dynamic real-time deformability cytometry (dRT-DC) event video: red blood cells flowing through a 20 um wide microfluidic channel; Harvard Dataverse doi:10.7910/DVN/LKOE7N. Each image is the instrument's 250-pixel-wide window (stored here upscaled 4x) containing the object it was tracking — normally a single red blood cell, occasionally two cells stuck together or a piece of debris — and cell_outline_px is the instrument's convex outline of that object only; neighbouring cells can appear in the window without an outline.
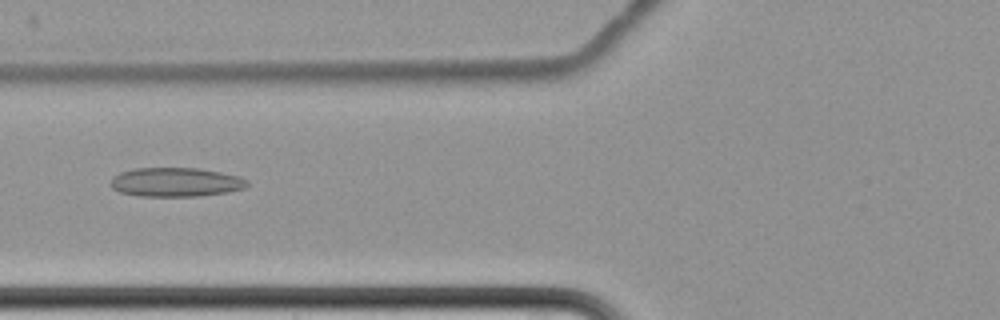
{"species": "common noctule bat (a hibernating species)", "species_latin": "Nyctalus noctula", "temperature_condition": "cold", "stored_images_in_passage": 4, "camera_frame_rate_fps": 3000, "um_per_image_px": 0.085, "animal": {"sex": "female", "body_mass_g": 22.7, "forearm_length_mm": 54.2}, "frame": {"image": 1, "passage_image": 2, "time_ms": 1.333, "image_size_px": [1000, 320], "cell_outline_px": [[248, 184], [244, 188], [228, 192], [200, 196], [140, 196], [120, 192], [112, 188], [112, 176], [120, 172], [136, 168], [200, 168], [240, 176], [248, 180]], "centroid_in_image_um": [14.96, 15.48], "position_along_channel_um": 110.8, "area_um2": 23.18}}
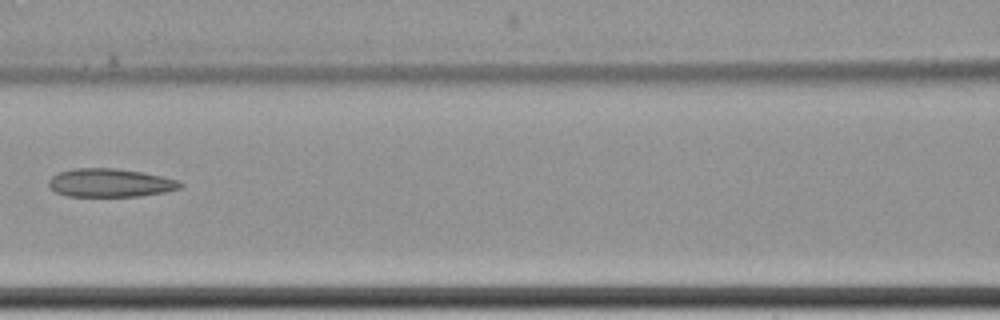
{"frame": {"image": 2, "passage_image": 3, "time_ms": 2.667, "image_size_px": [1000, 320], "cell_outline_px": [[184, 184], [180, 188], [164, 192], [140, 196], [68, 196], [56, 192], [48, 188], [48, 180], [52, 176], [60, 172], [72, 168], [116, 168], [144, 172], [180, 180]], "centroid_in_image_um": [9.37, 15.53], "position_along_channel_um": 157.2, "area_um2": 21.96}}
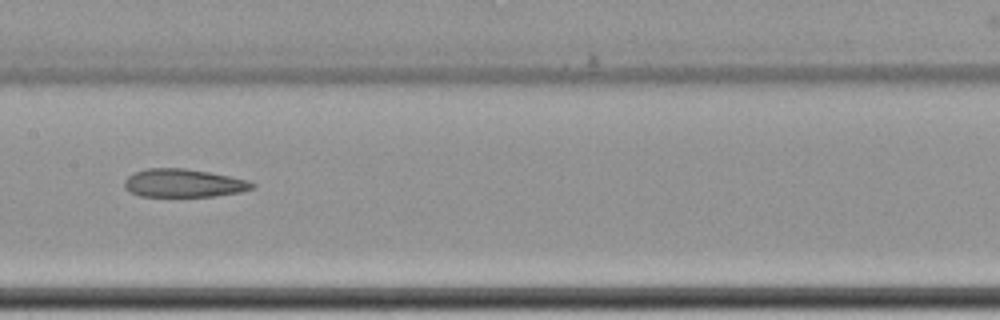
{"frame": {"image": 3, "passage_image": 4, "time_ms": 3.667, "image_size_px": [1000, 320], "cell_outline_px": [[256, 188], [240, 192], [216, 196], [140, 196], [124, 188], [124, 180], [132, 172], [148, 168], [184, 168], [212, 172], [248, 180], [256, 184]], "centroid_in_image_um": [15.62, 15.55], "position_along_channel_um": 191.8, "area_um2": 21.21}}